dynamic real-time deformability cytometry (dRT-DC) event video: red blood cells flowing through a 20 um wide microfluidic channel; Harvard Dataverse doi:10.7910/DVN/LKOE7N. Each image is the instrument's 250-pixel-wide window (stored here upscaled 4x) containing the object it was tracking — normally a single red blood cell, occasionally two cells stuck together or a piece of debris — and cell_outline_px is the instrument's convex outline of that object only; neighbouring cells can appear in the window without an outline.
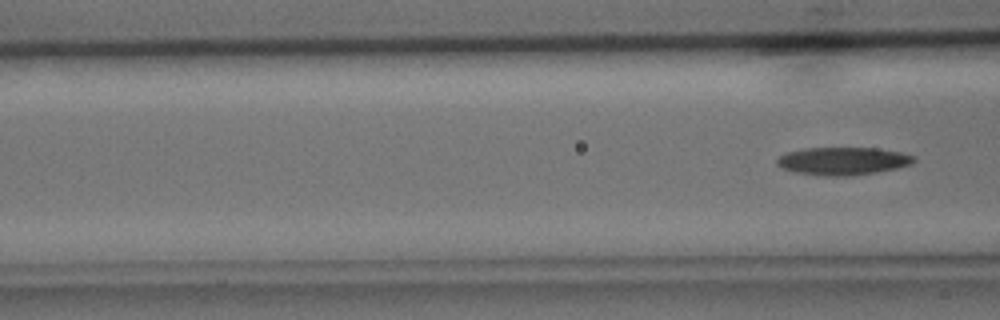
{"species": "common noctule bat (a hibernating species)", "species_latin": "Nyctalus noctula", "temperature_condition": "cold", "stored_images_in_passage": 4, "camera_frame_rate_fps": 3000, "um_per_image_px": 0.085, "animal": {"sex": "male", "body_mass_g": 15.6}, "frame": {"image": 1, "passage_image": 4, "time_ms": 4.333, "image_size_px": [1000, 320], "cell_outline_px": [[916, 160], [912, 164], [896, 168], [876, 172], [852, 176], [816, 176], [796, 172], [780, 168], [776, 164], [776, 160], [780, 156], [788, 152], [804, 148], [876, 148], [900, 152], [916, 156]], "centroid_in_image_um": [71.64, 13.7], "position_along_channel_um": 95.0, "area_um2": 22.37}}